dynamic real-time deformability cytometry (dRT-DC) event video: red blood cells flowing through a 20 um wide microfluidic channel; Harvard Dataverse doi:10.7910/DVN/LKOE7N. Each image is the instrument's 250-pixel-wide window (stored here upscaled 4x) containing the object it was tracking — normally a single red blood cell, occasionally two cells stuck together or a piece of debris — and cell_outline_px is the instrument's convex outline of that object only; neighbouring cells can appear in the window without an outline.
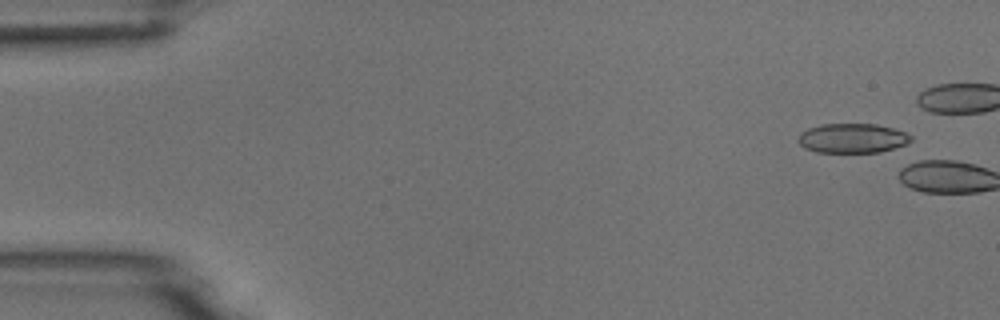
{"species": "common noctule bat (a hibernating species)", "species_latin": "Nyctalus noctula", "temperature_condition": "room temperature", "stored_images_in_passage": 7, "camera_frame_rate_fps": 3000, "um_per_image_px": 0.085, "animal": {"sex": "male", "body_mass_g": 18.8}, "frame": {"image": 1, "passage_image": 1, "time_ms": 0.0, "image_size_px": [1000, 320], "cell_outline_px": [[912, 140], [904, 144], [880, 152], [816, 152], [804, 148], [796, 140], [800, 132], [808, 128], [820, 124], [876, 124], [892, 128], [904, 132], [912, 136]], "centroid_in_image_um": [72.39, 11.74], "position_along_channel_um": 12.6, "area_um2": 19.36}}